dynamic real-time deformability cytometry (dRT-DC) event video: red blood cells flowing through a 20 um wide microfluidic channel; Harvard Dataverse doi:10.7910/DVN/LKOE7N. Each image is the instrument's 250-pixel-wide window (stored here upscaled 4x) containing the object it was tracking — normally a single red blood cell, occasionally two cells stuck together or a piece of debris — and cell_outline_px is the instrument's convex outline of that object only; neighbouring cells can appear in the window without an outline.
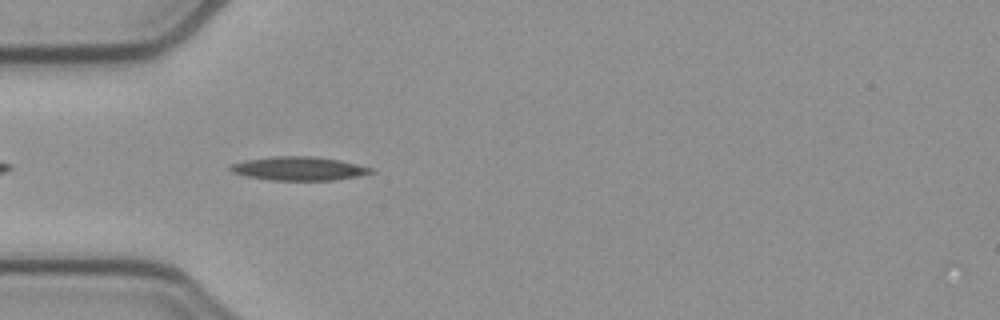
{"species": "common noctule bat (a hibernating species)", "species_latin": "Nyctalus noctula", "temperature_condition": "cold", "stored_images_in_passage": 22, "camera_frame_rate_fps": 3000, "um_per_image_px": 0.085, "animal": {"sex": "female", "body_mass_g": 21.9}, "frame": {"image": 1, "passage_image": 3, "time_ms": 0.667, "image_size_px": [1000, 320], "cell_outline_px": [[376, 172], [336, 180], [272, 180], [248, 176], [232, 172], [228, 168], [232, 164], [244, 160], [268, 156], [316, 156], [340, 160], [372, 168]], "centroid_in_image_um": [25.4, 14.31], "position_along_channel_um": 59.6, "area_um2": 19.42}}
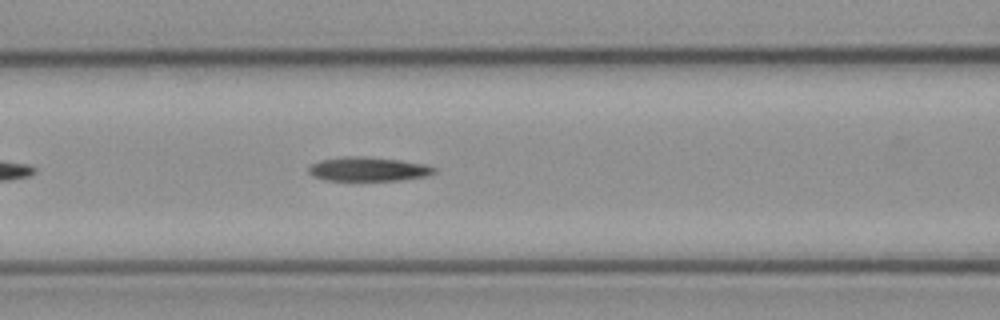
{"frame": {"image": 2, "passage_image": 9, "time_ms": 2.667, "image_size_px": [1000, 320], "cell_outline_px": [[436, 172], [428, 176], [400, 180], [328, 180], [312, 176], [308, 172], [308, 168], [312, 164], [320, 160], [344, 156], [364, 156], [400, 160], [424, 164], [436, 168]], "centroid_in_image_um": [31.3, 14.37], "position_along_channel_um": 135.3, "area_um2": 17.63}}
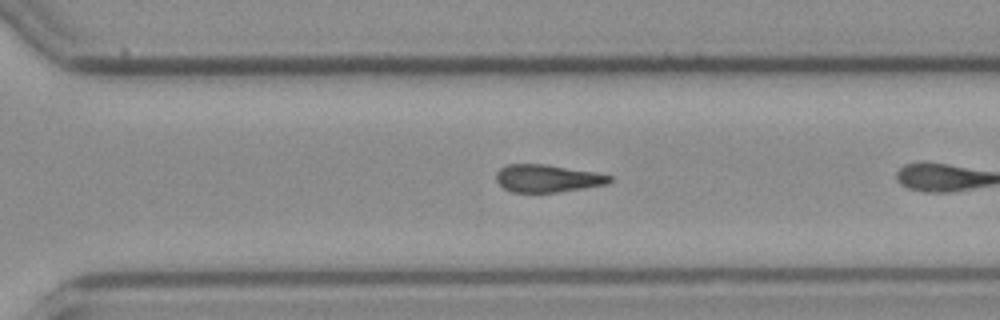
{"frame": {"image": 3, "passage_image": 21, "time_ms": 6.667, "image_size_px": [1000, 320], "cell_outline_px": [[612, 180], [608, 184], [584, 188], [556, 192], [512, 192], [504, 188], [496, 180], [496, 172], [500, 168], [508, 164], [544, 164], [596, 172], [612, 176]], "centroid_in_image_um": [46.54, 15.16], "position_along_channel_um": 324.1, "area_um2": 18.21}}